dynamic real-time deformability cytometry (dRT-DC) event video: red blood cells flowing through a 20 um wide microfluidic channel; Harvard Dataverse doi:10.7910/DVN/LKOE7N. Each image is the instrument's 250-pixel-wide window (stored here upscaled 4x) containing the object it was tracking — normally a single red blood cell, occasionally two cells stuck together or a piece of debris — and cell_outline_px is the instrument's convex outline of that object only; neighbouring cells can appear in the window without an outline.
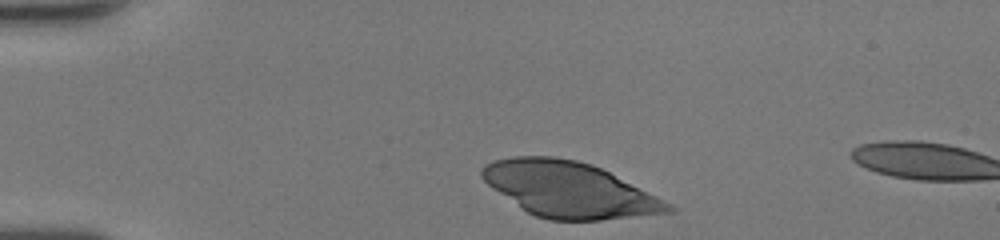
{"species": "human", "species_latin": "Homo sapiens", "temperature_condition": "room temperature", "stored_images_in_passage": 4, "camera_frame_rate_fps": 3000, "um_per_image_px": 0.085, "donor": {"sex": "female"}, "frame": {"image": 1, "passage_image": 1, "time_ms": 0.0, "image_size_px": [1000, 240], "cell_outline_px": [[676, 212], [600, 220], [548, 220], [536, 216], [528, 212], [492, 188], [480, 176], [480, 172], [484, 164], [496, 160], [512, 156], [552, 156], [576, 160], [592, 164], [656, 196], [676, 208]], "centroid_in_image_um": [48.36, 16.11], "position_along_channel_um": 36.6, "area_um2": 59.53}}